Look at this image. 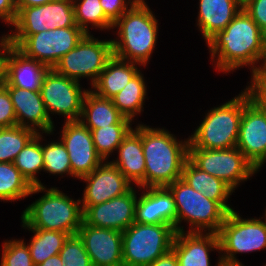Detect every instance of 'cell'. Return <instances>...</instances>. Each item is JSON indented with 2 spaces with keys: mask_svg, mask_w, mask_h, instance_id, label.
Returning a JSON list of instances; mask_svg holds the SVG:
<instances>
[{
  "mask_svg": "<svg viewBox=\"0 0 266 266\" xmlns=\"http://www.w3.org/2000/svg\"><path fill=\"white\" fill-rule=\"evenodd\" d=\"M206 44L213 62L216 60L215 68L224 73L242 66H250L253 73L260 67L256 64L263 62L266 54V34L243 8Z\"/></svg>",
  "mask_w": 266,
  "mask_h": 266,
  "instance_id": "1",
  "label": "cell"
},
{
  "mask_svg": "<svg viewBox=\"0 0 266 266\" xmlns=\"http://www.w3.org/2000/svg\"><path fill=\"white\" fill-rule=\"evenodd\" d=\"M134 130L142 139L145 188L167 187L180 179L188 159L189 138L178 141L164 128H152L139 123Z\"/></svg>",
  "mask_w": 266,
  "mask_h": 266,
  "instance_id": "2",
  "label": "cell"
},
{
  "mask_svg": "<svg viewBox=\"0 0 266 266\" xmlns=\"http://www.w3.org/2000/svg\"><path fill=\"white\" fill-rule=\"evenodd\" d=\"M158 20L143 0H138L114 24L113 56L146 66L156 46Z\"/></svg>",
  "mask_w": 266,
  "mask_h": 266,
  "instance_id": "3",
  "label": "cell"
},
{
  "mask_svg": "<svg viewBox=\"0 0 266 266\" xmlns=\"http://www.w3.org/2000/svg\"><path fill=\"white\" fill-rule=\"evenodd\" d=\"M45 192L22 213L21 220L30 229L54 230L76 235L83 222L81 201L73 200L57 187L33 186L30 195Z\"/></svg>",
  "mask_w": 266,
  "mask_h": 266,
  "instance_id": "4",
  "label": "cell"
},
{
  "mask_svg": "<svg viewBox=\"0 0 266 266\" xmlns=\"http://www.w3.org/2000/svg\"><path fill=\"white\" fill-rule=\"evenodd\" d=\"M245 88L230 101L214 107L189 136L188 148L228 149L236 147L244 106L251 100Z\"/></svg>",
  "mask_w": 266,
  "mask_h": 266,
  "instance_id": "5",
  "label": "cell"
},
{
  "mask_svg": "<svg viewBox=\"0 0 266 266\" xmlns=\"http://www.w3.org/2000/svg\"><path fill=\"white\" fill-rule=\"evenodd\" d=\"M167 188L175 200L176 233H205L207 230L208 233H218L228 213L216 201L207 199L181 178L169 184ZM183 220L189 222V231H185L181 226Z\"/></svg>",
  "mask_w": 266,
  "mask_h": 266,
  "instance_id": "6",
  "label": "cell"
},
{
  "mask_svg": "<svg viewBox=\"0 0 266 266\" xmlns=\"http://www.w3.org/2000/svg\"><path fill=\"white\" fill-rule=\"evenodd\" d=\"M175 229L134 222L122 232L123 266H147L172 248Z\"/></svg>",
  "mask_w": 266,
  "mask_h": 266,
  "instance_id": "7",
  "label": "cell"
},
{
  "mask_svg": "<svg viewBox=\"0 0 266 266\" xmlns=\"http://www.w3.org/2000/svg\"><path fill=\"white\" fill-rule=\"evenodd\" d=\"M86 33L80 27L56 28L30 36H5L10 45L48 69L76 47Z\"/></svg>",
  "mask_w": 266,
  "mask_h": 266,
  "instance_id": "8",
  "label": "cell"
},
{
  "mask_svg": "<svg viewBox=\"0 0 266 266\" xmlns=\"http://www.w3.org/2000/svg\"><path fill=\"white\" fill-rule=\"evenodd\" d=\"M112 57V39L98 40L91 33L85 34L75 48L59 59L53 69L78 82L82 77L90 78V85L93 86Z\"/></svg>",
  "mask_w": 266,
  "mask_h": 266,
  "instance_id": "9",
  "label": "cell"
},
{
  "mask_svg": "<svg viewBox=\"0 0 266 266\" xmlns=\"http://www.w3.org/2000/svg\"><path fill=\"white\" fill-rule=\"evenodd\" d=\"M220 260L239 262L238 253L266 249V222L261 218L244 219L235 210L228 212L218 233ZM223 254H222V253Z\"/></svg>",
  "mask_w": 266,
  "mask_h": 266,
  "instance_id": "10",
  "label": "cell"
},
{
  "mask_svg": "<svg viewBox=\"0 0 266 266\" xmlns=\"http://www.w3.org/2000/svg\"><path fill=\"white\" fill-rule=\"evenodd\" d=\"M188 159L200 170L223 180L233 190L258 170L237 148H188Z\"/></svg>",
  "mask_w": 266,
  "mask_h": 266,
  "instance_id": "11",
  "label": "cell"
},
{
  "mask_svg": "<svg viewBox=\"0 0 266 266\" xmlns=\"http://www.w3.org/2000/svg\"><path fill=\"white\" fill-rule=\"evenodd\" d=\"M12 25L14 32L11 30L4 36H30L49 29L78 27L73 0H53L44 5L23 7Z\"/></svg>",
  "mask_w": 266,
  "mask_h": 266,
  "instance_id": "12",
  "label": "cell"
},
{
  "mask_svg": "<svg viewBox=\"0 0 266 266\" xmlns=\"http://www.w3.org/2000/svg\"><path fill=\"white\" fill-rule=\"evenodd\" d=\"M87 89H82L80 82L48 69L42 79L40 93L46 111L62 115L64 121H78L82 113V103Z\"/></svg>",
  "mask_w": 266,
  "mask_h": 266,
  "instance_id": "13",
  "label": "cell"
},
{
  "mask_svg": "<svg viewBox=\"0 0 266 266\" xmlns=\"http://www.w3.org/2000/svg\"><path fill=\"white\" fill-rule=\"evenodd\" d=\"M61 141L69 154L72 177L90 174L104 160L94 147L91 131L80 121H65Z\"/></svg>",
  "mask_w": 266,
  "mask_h": 266,
  "instance_id": "14",
  "label": "cell"
},
{
  "mask_svg": "<svg viewBox=\"0 0 266 266\" xmlns=\"http://www.w3.org/2000/svg\"><path fill=\"white\" fill-rule=\"evenodd\" d=\"M236 147L258 171L266 163V109L253 99L243 108Z\"/></svg>",
  "mask_w": 266,
  "mask_h": 266,
  "instance_id": "15",
  "label": "cell"
},
{
  "mask_svg": "<svg viewBox=\"0 0 266 266\" xmlns=\"http://www.w3.org/2000/svg\"><path fill=\"white\" fill-rule=\"evenodd\" d=\"M135 188L127 193L104 203L81 206L83 221L98 228H109L123 232L135 222V205L137 202Z\"/></svg>",
  "mask_w": 266,
  "mask_h": 266,
  "instance_id": "16",
  "label": "cell"
},
{
  "mask_svg": "<svg viewBox=\"0 0 266 266\" xmlns=\"http://www.w3.org/2000/svg\"><path fill=\"white\" fill-rule=\"evenodd\" d=\"M106 162V163H105ZM86 182L81 206H92L127 193L132 185L111 162L103 161L95 170L80 178Z\"/></svg>",
  "mask_w": 266,
  "mask_h": 266,
  "instance_id": "17",
  "label": "cell"
},
{
  "mask_svg": "<svg viewBox=\"0 0 266 266\" xmlns=\"http://www.w3.org/2000/svg\"><path fill=\"white\" fill-rule=\"evenodd\" d=\"M92 266H123L122 232L98 228L84 221L77 231Z\"/></svg>",
  "mask_w": 266,
  "mask_h": 266,
  "instance_id": "18",
  "label": "cell"
},
{
  "mask_svg": "<svg viewBox=\"0 0 266 266\" xmlns=\"http://www.w3.org/2000/svg\"><path fill=\"white\" fill-rule=\"evenodd\" d=\"M4 86L11 96L18 126L33 129L37 134H53L54 122L46 111L40 91L20 89L7 82Z\"/></svg>",
  "mask_w": 266,
  "mask_h": 266,
  "instance_id": "19",
  "label": "cell"
},
{
  "mask_svg": "<svg viewBox=\"0 0 266 266\" xmlns=\"http://www.w3.org/2000/svg\"><path fill=\"white\" fill-rule=\"evenodd\" d=\"M137 199L135 222L141 224H167L176 231V206L167 187H147Z\"/></svg>",
  "mask_w": 266,
  "mask_h": 266,
  "instance_id": "20",
  "label": "cell"
},
{
  "mask_svg": "<svg viewBox=\"0 0 266 266\" xmlns=\"http://www.w3.org/2000/svg\"><path fill=\"white\" fill-rule=\"evenodd\" d=\"M172 249L178 266H211L209 252L220 250L219 238L216 233L177 232Z\"/></svg>",
  "mask_w": 266,
  "mask_h": 266,
  "instance_id": "21",
  "label": "cell"
},
{
  "mask_svg": "<svg viewBox=\"0 0 266 266\" xmlns=\"http://www.w3.org/2000/svg\"><path fill=\"white\" fill-rule=\"evenodd\" d=\"M47 70L46 66L26 57L8 42L6 82L10 86L24 90L40 91L41 82Z\"/></svg>",
  "mask_w": 266,
  "mask_h": 266,
  "instance_id": "22",
  "label": "cell"
},
{
  "mask_svg": "<svg viewBox=\"0 0 266 266\" xmlns=\"http://www.w3.org/2000/svg\"><path fill=\"white\" fill-rule=\"evenodd\" d=\"M236 0H199L197 26L207 43L242 10Z\"/></svg>",
  "mask_w": 266,
  "mask_h": 266,
  "instance_id": "23",
  "label": "cell"
},
{
  "mask_svg": "<svg viewBox=\"0 0 266 266\" xmlns=\"http://www.w3.org/2000/svg\"><path fill=\"white\" fill-rule=\"evenodd\" d=\"M118 157L110 161L126 179L140 188H145V158L141 136L132 129L116 149Z\"/></svg>",
  "mask_w": 266,
  "mask_h": 266,
  "instance_id": "24",
  "label": "cell"
},
{
  "mask_svg": "<svg viewBox=\"0 0 266 266\" xmlns=\"http://www.w3.org/2000/svg\"><path fill=\"white\" fill-rule=\"evenodd\" d=\"M80 121L88 129H97L113 124H131L113 104L112 99L97 95L92 89L85 93Z\"/></svg>",
  "mask_w": 266,
  "mask_h": 266,
  "instance_id": "25",
  "label": "cell"
},
{
  "mask_svg": "<svg viewBox=\"0 0 266 266\" xmlns=\"http://www.w3.org/2000/svg\"><path fill=\"white\" fill-rule=\"evenodd\" d=\"M181 179L207 199L216 201L227 213L234 210L227 202L235 191L223 180L197 168L189 159L184 163Z\"/></svg>",
  "mask_w": 266,
  "mask_h": 266,
  "instance_id": "26",
  "label": "cell"
},
{
  "mask_svg": "<svg viewBox=\"0 0 266 266\" xmlns=\"http://www.w3.org/2000/svg\"><path fill=\"white\" fill-rule=\"evenodd\" d=\"M140 64L113 56L91 87L97 95L111 99L119 93L139 71ZM95 89V90H94Z\"/></svg>",
  "mask_w": 266,
  "mask_h": 266,
  "instance_id": "27",
  "label": "cell"
},
{
  "mask_svg": "<svg viewBox=\"0 0 266 266\" xmlns=\"http://www.w3.org/2000/svg\"><path fill=\"white\" fill-rule=\"evenodd\" d=\"M22 223L24 229H28L34 233V236L27 245L35 266L42 264L51 256L59 254L65 241L70 236L68 233L60 231L30 229L23 221Z\"/></svg>",
  "mask_w": 266,
  "mask_h": 266,
  "instance_id": "28",
  "label": "cell"
},
{
  "mask_svg": "<svg viewBox=\"0 0 266 266\" xmlns=\"http://www.w3.org/2000/svg\"><path fill=\"white\" fill-rule=\"evenodd\" d=\"M143 74L139 71L128 84L111 99L115 107L127 118L134 117L143 110L147 95V86Z\"/></svg>",
  "mask_w": 266,
  "mask_h": 266,
  "instance_id": "29",
  "label": "cell"
},
{
  "mask_svg": "<svg viewBox=\"0 0 266 266\" xmlns=\"http://www.w3.org/2000/svg\"><path fill=\"white\" fill-rule=\"evenodd\" d=\"M42 133L36 134L19 152L14 165L32 186H44L36 174L44 169Z\"/></svg>",
  "mask_w": 266,
  "mask_h": 266,
  "instance_id": "30",
  "label": "cell"
},
{
  "mask_svg": "<svg viewBox=\"0 0 266 266\" xmlns=\"http://www.w3.org/2000/svg\"><path fill=\"white\" fill-rule=\"evenodd\" d=\"M32 185L12 162H0V200L15 201L30 195Z\"/></svg>",
  "mask_w": 266,
  "mask_h": 266,
  "instance_id": "31",
  "label": "cell"
},
{
  "mask_svg": "<svg viewBox=\"0 0 266 266\" xmlns=\"http://www.w3.org/2000/svg\"><path fill=\"white\" fill-rule=\"evenodd\" d=\"M73 8L76 24L86 34H90L89 24L102 31L113 29V23L105 16L100 0H73Z\"/></svg>",
  "mask_w": 266,
  "mask_h": 266,
  "instance_id": "32",
  "label": "cell"
},
{
  "mask_svg": "<svg viewBox=\"0 0 266 266\" xmlns=\"http://www.w3.org/2000/svg\"><path fill=\"white\" fill-rule=\"evenodd\" d=\"M37 133L18 125L0 128V162H14L16 156Z\"/></svg>",
  "mask_w": 266,
  "mask_h": 266,
  "instance_id": "33",
  "label": "cell"
},
{
  "mask_svg": "<svg viewBox=\"0 0 266 266\" xmlns=\"http://www.w3.org/2000/svg\"><path fill=\"white\" fill-rule=\"evenodd\" d=\"M132 124H113L97 129H89L92 134L94 147L97 153L105 161L109 158L123 139L133 129Z\"/></svg>",
  "mask_w": 266,
  "mask_h": 266,
  "instance_id": "34",
  "label": "cell"
},
{
  "mask_svg": "<svg viewBox=\"0 0 266 266\" xmlns=\"http://www.w3.org/2000/svg\"><path fill=\"white\" fill-rule=\"evenodd\" d=\"M44 169L43 171L54 174H67L72 176L69 154L65 145L59 141H51L42 145Z\"/></svg>",
  "mask_w": 266,
  "mask_h": 266,
  "instance_id": "35",
  "label": "cell"
},
{
  "mask_svg": "<svg viewBox=\"0 0 266 266\" xmlns=\"http://www.w3.org/2000/svg\"><path fill=\"white\" fill-rule=\"evenodd\" d=\"M2 248L0 266H35L24 240H6Z\"/></svg>",
  "mask_w": 266,
  "mask_h": 266,
  "instance_id": "36",
  "label": "cell"
},
{
  "mask_svg": "<svg viewBox=\"0 0 266 266\" xmlns=\"http://www.w3.org/2000/svg\"><path fill=\"white\" fill-rule=\"evenodd\" d=\"M59 256L62 266H92L83 242L77 234L68 237L59 252Z\"/></svg>",
  "mask_w": 266,
  "mask_h": 266,
  "instance_id": "37",
  "label": "cell"
},
{
  "mask_svg": "<svg viewBox=\"0 0 266 266\" xmlns=\"http://www.w3.org/2000/svg\"><path fill=\"white\" fill-rule=\"evenodd\" d=\"M251 76V84L246 86V89L251 98L260 107L266 109V69H256Z\"/></svg>",
  "mask_w": 266,
  "mask_h": 266,
  "instance_id": "38",
  "label": "cell"
},
{
  "mask_svg": "<svg viewBox=\"0 0 266 266\" xmlns=\"http://www.w3.org/2000/svg\"><path fill=\"white\" fill-rule=\"evenodd\" d=\"M17 125L16 114L8 89L0 87V128Z\"/></svg>",
  "mask_w": 266,
  "mask_h": 266,
  "instance_id": "39",
  "label": "cell"
},
{
  "mask_svg": "<svg viewBox=\"0 0 266 266\" xmlns=\"http://www.w3.org/2000/svg\"><path fill=\"white\" fill-rule=\"evenodd\" d=\"M138 0H100L105 16L114 24ZM129 6V7H128Z\"/></svg>",
  "mask_w": 266,
  "mask_h": 266,
  "instance_id": "40",
  "label": "cell"
},
{
  "mask_svg": "<svg viewBox=\"0 0 266 266\" xmlns=\"http://www.w3.org/2000/svg\"><path fill=\"white\" fill-rule=\"evenodd\" d=\"M243 9L266 34V0H250Z\"/></svg>",
  "mask_w": 266,
  "mask_h": 266,
  "instance_id": "41",
  "label": "cell"
},
{
  "mask_svg": "<svg viewBox=\"0 0 266 266\" xmlns=\"http://www.w3.org/2000/svg\"><path fill=\"white\" fill-rule=\"evenodd\" d=\"M17 11L14 0H0V20L2 19L8 25L14 23Z\"/></svg>",
  "mask_w": 266,
  "mask_h": 266,
  "instance_id": "42",
  "label": "cell"
},
{
  "mask_svg": "<svg viewBox=\"0 0 266 266\" xmlns=\"http://www.w3.org/2000/svg\"><path fill=\"white\" fill-rule=\"evenodd\" d=\"M8 56V41L5 36L0 37V87L6 83V63Z\"/></svg>",
  "mask_w": 266,
  "mask_h": 266,
  "instance_id": "43",
  "label": "cell"
},
{
  "mask_svg": "<svg viewBox=\"0 0 266 266\" xmlns=\"http://www.w3.org/2000/svg\"><path fill=\"white\" fill-rule=\"evenodd\" d=\"M147 266H178L176 253L171 248L168 252L161 255L153 263Z\"/></svg>",
  "mask_w": 266,
  "mask_h": 266,
  "instance_id": "44",
  "label": "cell"
},
{
  "mask_svg": "<svg viewBox=\"0 0 266 266\" xmlns=\"http://www.w3.org/2000/svg\"><path fill=\"white\" fill-rule=\"evenodd\" d=\"M52 1L53 0H14V3L16 6V11L18 12L23 7L44 5Z\"/></svg>",
  "mask_w": 266,
  "mask_h": 266,
  "instance_id": "45",
  "label": "cell"
},
{
  "mask_svg": "<svg viewBox=\"0 0 266 266\" xmlns=\"http://www.w3.org/2000/svg\"><path fill=\"white\" fill-rule=\"evenodd\" d=\"M37 266H62V262L60 259L59 254L51 256L47 260H45L42 264H39Z\"/></svg>",
  "mask_w": 266,
  "mask_h": 266,
  "instance_id": "46",
  "label": "cell"
},
{
  "mask_svg": "<svg viewBox=\"0 0 266 266\" xmlns=\"http://www.w3.org/2000/svg\"><path fill=\"white\" fill-rule=\"evenodd\" d=\"M215 266H244L241 262H226L223 260H218L217 265Z\"/></svg>",
  "mask_w": 266,
  "mask_h": 266,
  "instance_id": "47",
  "label": "cell"
},
{
  "mask_svg": "<svg viewBox=\"0 0 266 266\" xmlns=\"http://www.w3.org/2000/svg\"><path fill=\"white\" fill-rule=\"evenodd\" d=\"M260 67L258 69H266V54L263 60V63L261 62V64H259Z\"/></svg>",
  "mask_w": 266,
  "mask_h": 266,
  "instance_id": "48",
  "label": "cell"
},
{
  "mask_svg": "<svg viewBox=\"0 0 266 266\" xmlns=\"http://www.w3.org/2000/svg\"><path fill=\"white\" fill-rule=\"evenodd\" d=\"M242 7L245 6L250 0H236Z\"/></svg>",
  "mask_w": 266,
  "mask_h": 266,
  "instance_id": "49",
  "label": "cell"
}]
</instances>
